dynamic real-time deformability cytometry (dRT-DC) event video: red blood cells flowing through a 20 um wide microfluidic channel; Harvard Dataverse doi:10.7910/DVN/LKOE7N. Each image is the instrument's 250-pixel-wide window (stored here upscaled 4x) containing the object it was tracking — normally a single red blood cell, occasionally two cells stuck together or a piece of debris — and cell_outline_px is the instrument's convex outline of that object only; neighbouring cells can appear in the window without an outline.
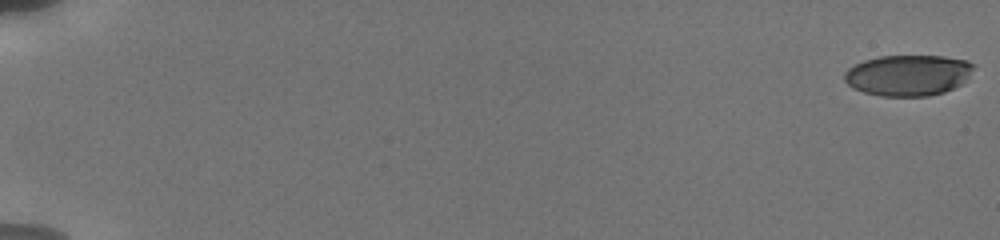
{"species": "human", "species_latin": "Homo sapiens", "temperature_condition": "cold", "stored_images_in_passage": 56, "camera_frame_rate_fps": 3000, "um_per_image_px": 0.085, "donor": {"sex": "male"}, "frame": {"image": 1, "passage_image": 1, "time_ms": 0.0, "image_size_px": [1000, 240], "cell_outline_px": [[976, 64], [968, 76], [960, 84], [944, 92], [928, 96], [880, 96], [864, 92], [852, 88], [844, 80], [844, 72], [848, 68], [864, 60], [880, 56], [944, 56], [964, 60]], "centroid_in_image_um": [77.16, 6.39], "position_along_channel_um": 7.8, "area_um2": 30.75}}
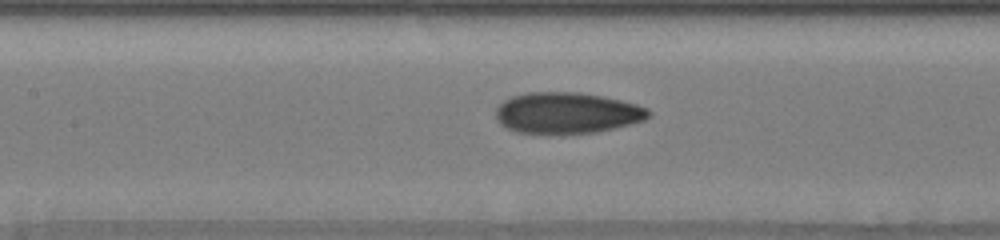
{"frame": {"image": 2, "passage_image": 29, "time_ms": 9.333, "image_size_px": [1000, 240], "cell_outline_px": [[652, 116], [644, 120], [596, 132], [564, 136], [516, 132], [500, 124], [496, 120], [496, 108], [504, 100], [512, 96], [528, 92], [580, 92], [620, 100], [636, 104], [648, 108], [652, 112]], "centroid_in_image_um": [48.17, 9.63], "position_along_channel_um": 159.2, "area_um2": 37.28}}
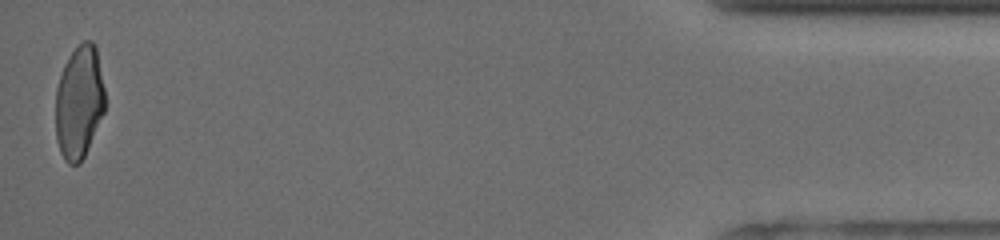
{"frame": {"image": 3, "passage_image": 56, "time_ms": 18.333, "image_size_px": [1000, 240], "cell_outline_px": [[104, 112], [84, 156], [80, 164], [68, 164], [64, 160], [60, 152], [56, 140], [56, 88], [64, 64], [72, 52], [84, 40], [92, 40], [96, 44], [104, 88]], "centroid_in_image_um": [6.72, 8.68], "position_along_channel_um": 428.5, "area_um2": 32.54}, "authors_computed_cell_mechanics": {"area_um2": 34.5066, "velocity_mm_per_s": 3.8226, "shape_relaxation_time_tau1_ms": 7.7124, "shape_relaxation_time_tau2_ms": 1.5982, "deformation_change_tau1": 0.1954, "deformation_change_tau2": 0.0805}}